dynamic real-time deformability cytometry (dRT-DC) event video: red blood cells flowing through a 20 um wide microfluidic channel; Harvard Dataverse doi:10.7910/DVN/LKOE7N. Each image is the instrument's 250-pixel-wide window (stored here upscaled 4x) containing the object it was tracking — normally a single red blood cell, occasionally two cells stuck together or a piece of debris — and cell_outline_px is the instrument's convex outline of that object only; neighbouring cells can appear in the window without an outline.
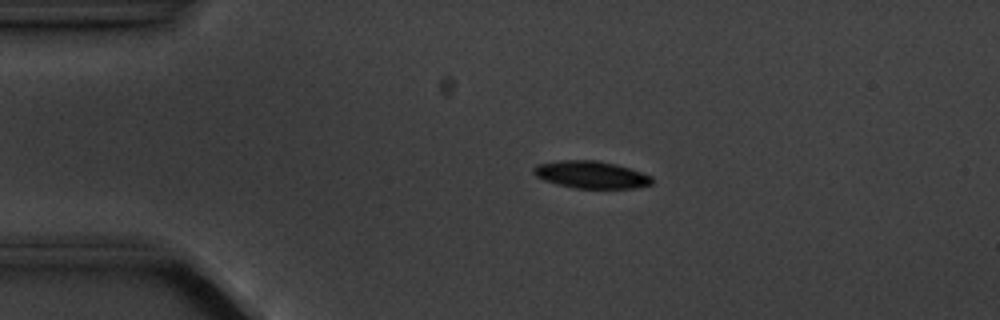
{"species": "common noctule bat (a hibernating species)", "species_latin": "Nyctalus noctula", "temperature_condition": "cold", "stored_images_in_passage": 4, "camera_frame_rate_fps": 3000, "um_per_image_px": 0.085, "animal": {"sex": "male", "body_mass_g": 20.1, "forearm_length_mm": 53.5}, "frame": {"image": 1, "passage_image": 3, "time_ms": 2.0, "image_size_px": [1000, 320], "cell_outline_px": [[652, 184], [632, 188], [576, 188], [544, 180], [536, 176], [532, 172], [532, 168], [536, 164], [564, 160], [596, 160], [616, 164], [652, 176]], "centroid_in_image_um": [50.22, 14.84], "position_along_channel_um": 34.8, "area_um2": 18.61}}